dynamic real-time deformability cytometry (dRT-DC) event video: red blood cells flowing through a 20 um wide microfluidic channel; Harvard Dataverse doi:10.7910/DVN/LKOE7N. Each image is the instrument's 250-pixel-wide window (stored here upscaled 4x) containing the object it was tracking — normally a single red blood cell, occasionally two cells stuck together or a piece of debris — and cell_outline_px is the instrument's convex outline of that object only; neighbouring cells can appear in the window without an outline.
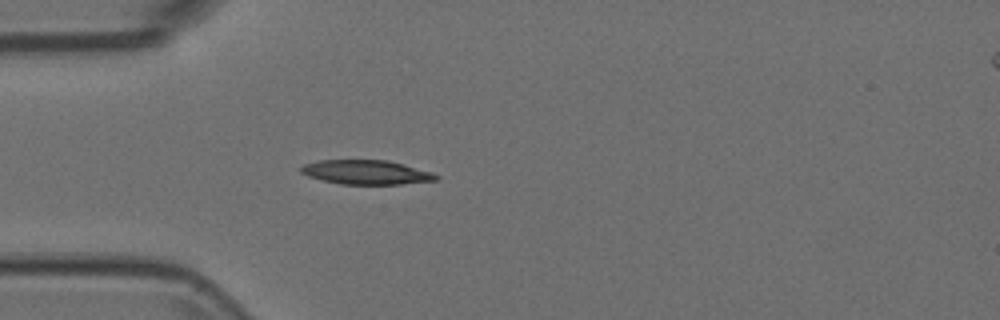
{"species": "Egyptian fruit bat (a non-hibernating species)", "species_latin": "Rousettus aegyptiacus", "temperature_condition": "room temperature", "stored_images_in_passage": 34, "camera_frame_rate_fps": 3000, "um_per_image_px": 0.085, "animal": {"sex": "female"}, "frame": {"image": 1, "passage_image": 1, "time_ms": 0.0, "image_size_px": [1000, 320], "cell_outline_px": [[440, 176], [436, 180], [400, 184], [340, 184], [308, 176], [300, 172], [300, 168], [304, 164], [320, 160], [388, 160], [404, 164], [432, 172]], "centroid_in_image_um": [31.14, 14.63], "position_along_channel_um": 53.9, "area_um2": 19.02}}
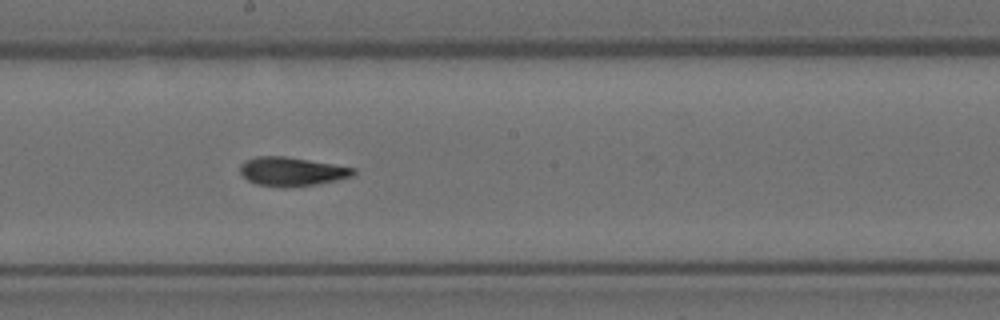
{"frame": {"image": 2, "passage_image": 15, "time_ms": 4.667, "image_size_px": [1000, 320], "cell_outline_px": [[356, 172], [352, 176], [336, 180], [316, 184], [288, 188], [280, 188], [256, 184], [248, 180], [240, 172], [240, 164], [244, 160], [256, 156], [284, 156], [356, 168]], "centroid_in_image_um": [24.76, 14.59], "position_along_channel_um": 223.4, "area_um2": 19.13}}
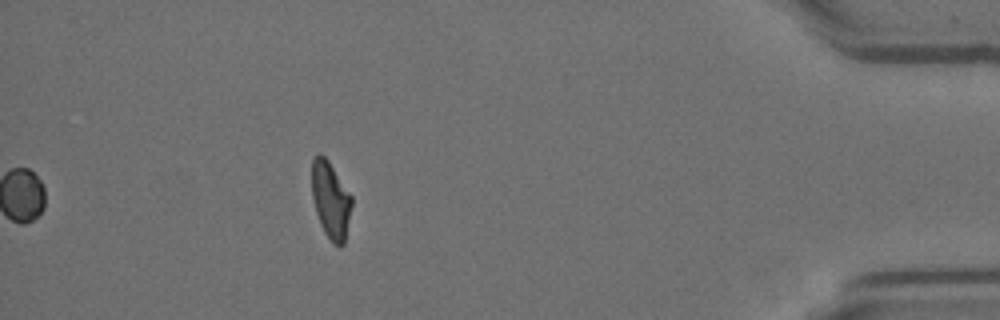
{"frame": {"image": 3, "passage_image": 34, "time_ms": 11.0, "image_size_px": [1000, 320], "cell_outline_px": [[352, 204], [344, 244], [340, 248], [332, 244], [324, 232], [320, 224], [316, 212], [312, 196], [312, 160], [320, 152], [328, 160], [352, 196]], "centroid_in_image_um": [28.11, 17.04], "position_along_channel_um": 407.1, "area_um2": 17.92}}